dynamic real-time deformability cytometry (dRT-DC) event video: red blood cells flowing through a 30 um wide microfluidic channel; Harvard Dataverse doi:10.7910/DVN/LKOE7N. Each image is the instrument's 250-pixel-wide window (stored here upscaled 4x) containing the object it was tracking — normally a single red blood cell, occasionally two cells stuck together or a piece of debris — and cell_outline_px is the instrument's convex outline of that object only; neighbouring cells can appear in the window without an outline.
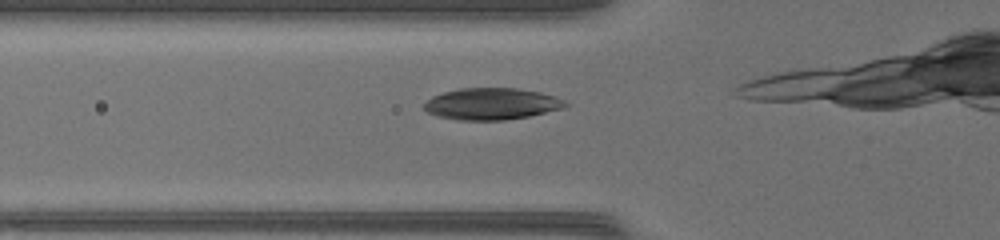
{"species": "common noctule bat (a hibernating species)", "species_latin": "Nyctalus noctula", "temperature_condition": "warm", "stored_images_in_passage": 4, "camera_frame_rate_fps": 3000, "um_per_image_px": 0.085, "animal": {"sex": "female", "body_mass_g": 17.0, "forearm_length_mm": 48.0}, "frame": {"image": 1, "passage_image": 2, "time_ms": 0.333, "image_size_px": [1000, 240], "cell_outline_px": [[568, 104], [564, 108], [528, 116], [504, 120], [456, 120], [436, 116], [428, 112], [424, 108], [424, 104], [432, 96], [444, 92], [460, 88], [516, 88], [540, 92], [556, 96], [564, 100]], "centroid_in_image_um": [41.79, 8.83], "position_along_channel_um": 84.0, "area_um2": 26.07}}